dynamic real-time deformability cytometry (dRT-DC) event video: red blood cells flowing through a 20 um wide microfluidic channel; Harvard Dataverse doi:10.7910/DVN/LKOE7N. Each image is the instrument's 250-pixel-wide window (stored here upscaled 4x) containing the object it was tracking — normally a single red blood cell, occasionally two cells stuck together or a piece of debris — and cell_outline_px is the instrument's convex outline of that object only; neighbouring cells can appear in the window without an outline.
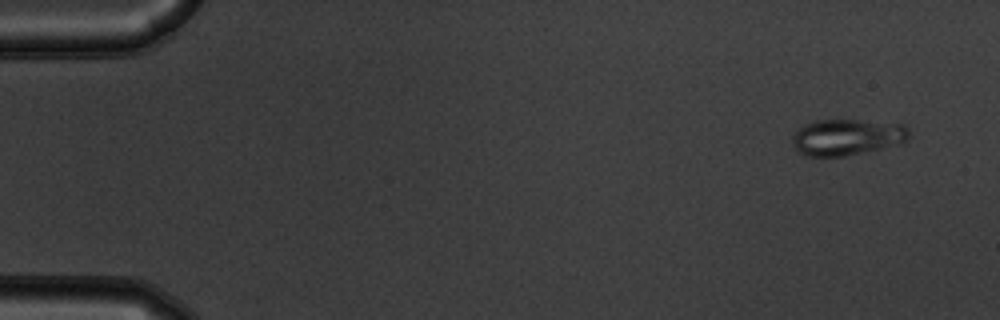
{"species": "common noctule bat (a hibernating species)", "species_latin": "Nyctalus noctula", "temperature_condition": "warm", "stored_images_in_passage": 55, "camera_frame_rate_fps": 3000, "um_per_image_px": 0.085, "animal": {"sex": "male", "body_mass_g": 19.5, "forearm_length_mm": 54.6}, "frame": {"image": 1, "passage_image": 4, "time_ms": 1.0, "image_size_px": [1000, 320], "cell_outline_px": [[908, 140], [900, 144], [844, 156], [808, 156], [800, 152], [796, 148], [792, 140], [792, 136], [800, 128], [816, 120], [856, 120], [904, 124], [908, 128]], "centroid_in_image_um": [72.03, 11.65], "position_along_channel_um": 13.0, "area_um2": 24.28}}
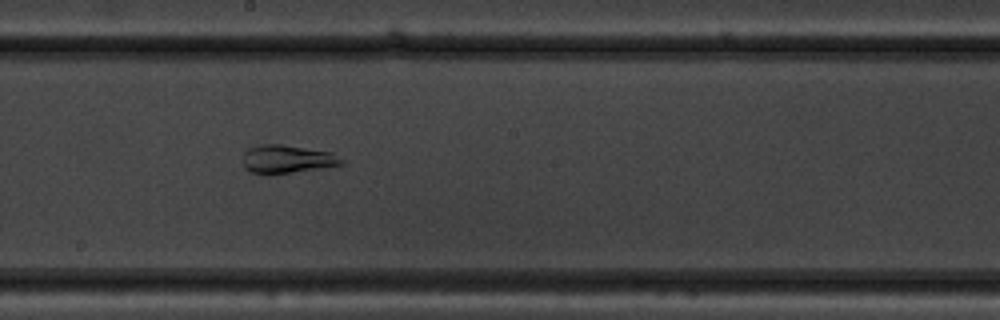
{"frame": {"image": 2, "passage_image": 31, "time_ms": 10.0, "image_size_px": [1000, 320], "cell_outline_px": [[344, 164], [320, 168], [292, 172], [252, 172], [244, 168], [244, 152], [248, 148], [260, 144], [280, 144], [332, 152], [344, 160]], "centroid_in_image_um": [24.43, 13.49], "position_along_channel_um": 223.8, "area_um2": 15.78}}
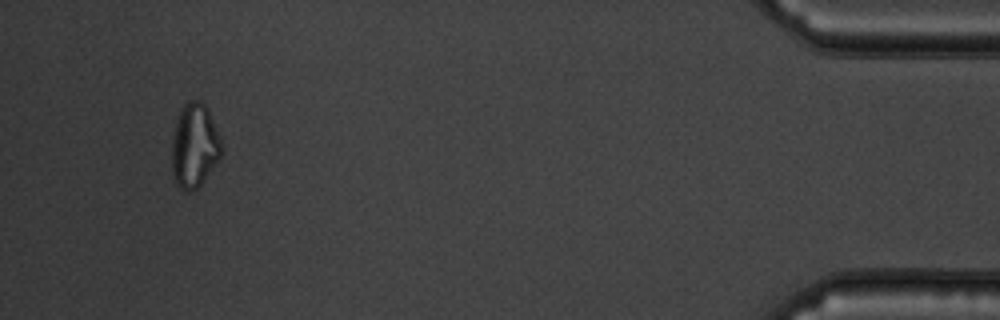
{"frame": {"image": 3, "passage_image": 52, "time_ms": 17.0, "image_size_px": [1000, 320], "cell_outline_px": [[224, 152], [220, 160], [200, 184], [196, 188], [188, 192], [180, 188], [176, 184], [172, 172], [172, 140], [176, 116], [180, 108], [188, 100], [200, 100], [208, 108], [220, 136], [224, 148]], "centroid_in_image_um": [16.54, 12.35], "position_along_channel_um": 418.7, "area_um2": 24.91}}